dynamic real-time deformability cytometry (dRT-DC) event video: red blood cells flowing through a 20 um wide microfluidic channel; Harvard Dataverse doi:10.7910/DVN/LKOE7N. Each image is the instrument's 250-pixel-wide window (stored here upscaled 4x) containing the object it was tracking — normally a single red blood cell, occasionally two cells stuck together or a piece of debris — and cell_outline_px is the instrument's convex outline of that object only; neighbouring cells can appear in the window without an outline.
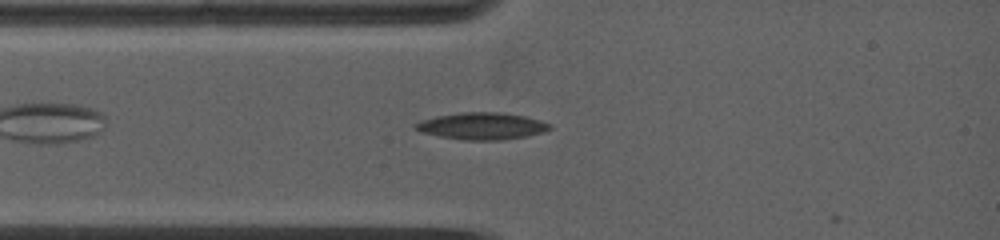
{"species": "common noctule bat (a hibernating species)", "species_latin": "Nyctalus noctula", "temperature_condition": "warm", "stored_images_in_passage": 5, "camera_frame_rate_fps": 5000, "um_per_image_px": 0.085, "animal": {"sex": "female", "body_mass_g": 19.0, "forearm_length_mm": 53.3}, "frame": {"image": 1, "passage_image": 4, "time_ms": 1.4, "image_size_px": [1000, 240], "cell_outline_px": [[552, 128], [540, 132], [524, 136], [500, 140], [464, 140], [440, 136], [420, 132], [412, 128], [412, 124], [420, 120], [436, 116], [464, 112], [500, 112], [524, 116], [540, 120], [552, 124]], "centroid_in_image_um": [40.9, 10.71], "position_along_channel_um": 44.1, "area_um2": 21.04}}